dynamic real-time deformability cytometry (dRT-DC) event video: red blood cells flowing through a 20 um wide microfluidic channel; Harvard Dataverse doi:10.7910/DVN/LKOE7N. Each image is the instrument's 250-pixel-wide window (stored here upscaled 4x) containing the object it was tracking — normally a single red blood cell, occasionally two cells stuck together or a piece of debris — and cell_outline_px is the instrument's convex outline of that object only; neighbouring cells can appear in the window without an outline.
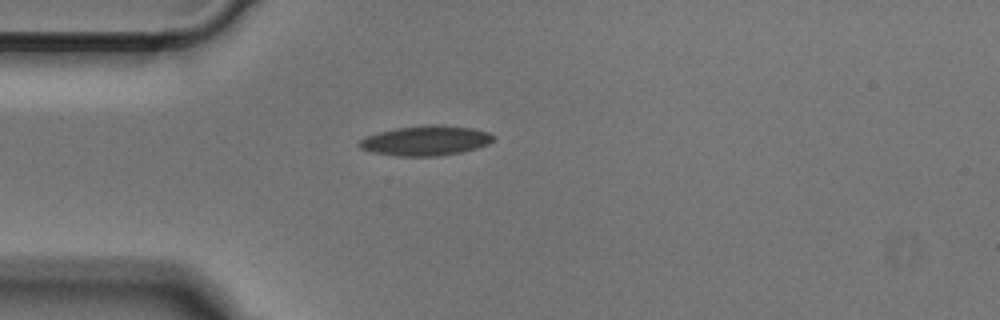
{"species": "Egyptian fruit bat (a non-hibernating species)", "species_latin": "Rousettus aegyptiacus", "temperature_condition": "cold", "stored_images_in_passage": 38, "camera_frame_rate_fps": 3000, "um_per_image_px": 0.085, "animal": {"sex": "male"}, "frame": {"image": 1, "passage_image": 1, "time_ms": 0.0, "image_size_px": [1000, 320], "cell_outline_px": [[496, 136], [488, 144], [476, 148], [460, 152], [440, 156], [396, 156], [372, 152], [360, 148], [356, 144], [364, 136], [396, 128], [432, 124], [472, 128], [488, 132]], "centroid_in_image_um": [36.15, 11.96], "position_along_channel_um": 48.8, "area_um2": 23.29}}
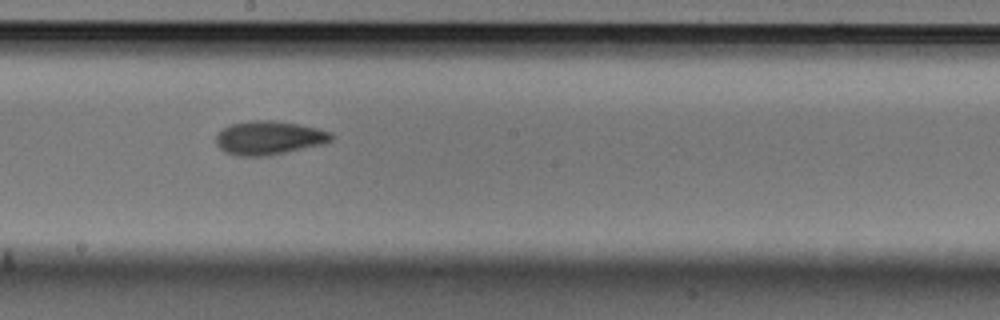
{"frame": {"image": 2, "passage_image": 15, "time_ms": 4.667, "image_size_px": [1000, 320], "cell_outline_px": [[332, 140], [324, 144], [268, 156], [232, 156], [224, 152], [216, 144], [216, 136], [224, 128], [232, 124], [248, 120], [276, 120], [316, 128], [332, 132]], "centroid_in_image_um": [22.85, 11.73], "position_along_channel_um": 225.4, "area_um2": 22.77}}
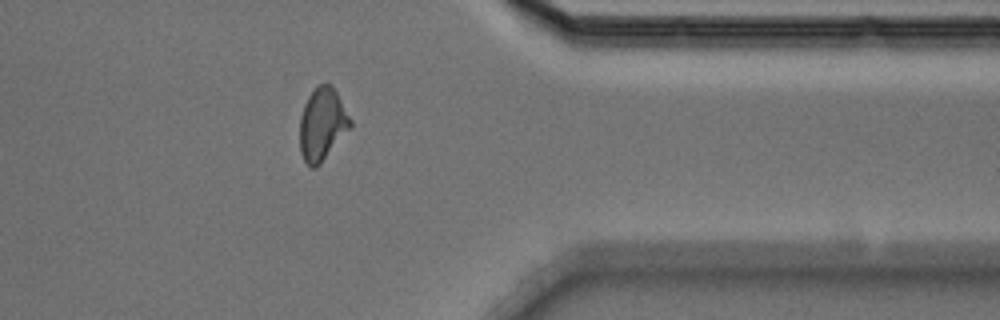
{"frame": {"image": 3, "passage_image": 28, "time_ms": 9.0, "image_size_px": [1000, 320], "cell_outline_px": [[352, 124], [320, 164], [316, 168], [312, 168], [304, 160], [300, 152], [300, 116], [304, 104], [308, 96], [320, 84], [332, 84], [352, 120]], "centroid_in_image_um": [27.38, 10.55], "position_along_channel_um": 384.0, "area_um2": 21.04}}